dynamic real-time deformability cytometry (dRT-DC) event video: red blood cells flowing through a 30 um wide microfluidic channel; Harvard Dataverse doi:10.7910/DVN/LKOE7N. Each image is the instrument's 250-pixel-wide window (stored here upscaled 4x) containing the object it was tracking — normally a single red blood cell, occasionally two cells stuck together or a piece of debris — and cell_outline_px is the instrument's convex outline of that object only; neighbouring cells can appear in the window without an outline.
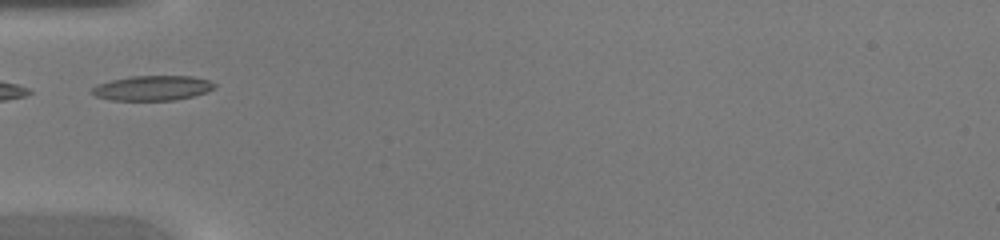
{"species": "common noctule bat (a hibernating species)", "species_latin": "Nyctalus noctula", "temperature_condition": "warm", "stored_images_in_passage": 31, "camera_frame_rate_fps": 3000, "um_per_image_px": 0.085, "animal": {"sex": "female", "body_mass_g": 20.0, "forearm_length_mm": 54.0}, "frame": {"image": 1, "passage_image": 1, "time_ms": 0.0, "image_size_px": [1000, 240], "cell_outline_px": [[216, 88], [208, 92], [176, 100], [112, 100], [96, 96], [92, 92], [92, 88], [96, 84], [112, 80], [132, 76], [192, 76], [208, 80], [216, 84]], "centroid_in_image_um": [13.0, 7.48], "position_along_channel_um": 72.0, "area_um2": 17.74}}
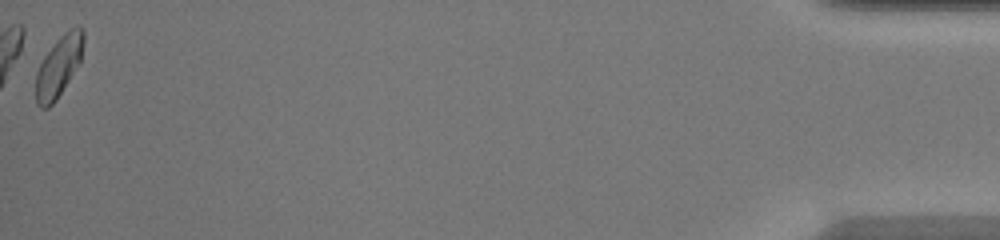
{"frame": {"image": 2, "passage_image": 31, "time_ms": 10.0, "image_size_px": [1000, 240], "cell_outline_px": [[84, 40], [80, 64], [56, 100], [48, 108], [40, 108], [36, 104], [36, 72], [44, 56], [56, 40], [64, 32], [76, 24], [80, 24], [84, 28]], "centroid_in_image_um": [5.02, 5.6], "position_along_channel_um": 430.2, "area_um2": 17.22}}